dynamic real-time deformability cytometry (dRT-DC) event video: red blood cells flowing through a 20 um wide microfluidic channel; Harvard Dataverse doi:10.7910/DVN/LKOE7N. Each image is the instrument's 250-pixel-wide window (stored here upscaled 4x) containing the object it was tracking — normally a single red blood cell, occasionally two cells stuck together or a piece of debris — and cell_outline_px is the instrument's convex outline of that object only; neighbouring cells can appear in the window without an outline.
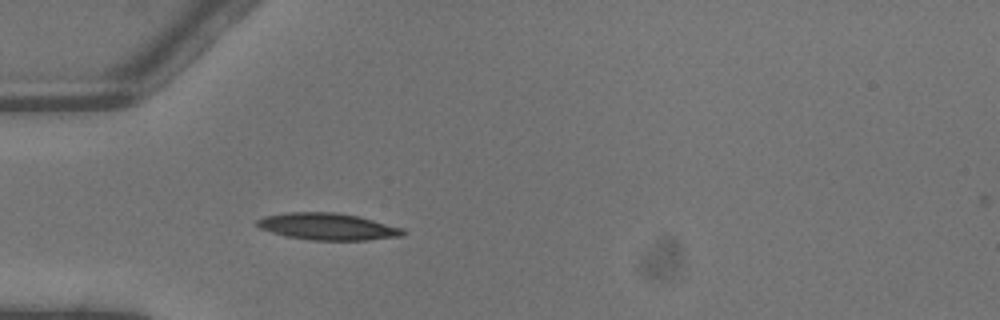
{"species": "common noctule bat (a hibernating species)", "species_latin": "Nyctalus noctula", "temperature_condition": "warm", "stored_images_in_passage": 4, "camera_frame_rate_fps": 3000, "um_per_image_px": 0.085, "animal": {"sex": "male", "body_mass_g": 13.3}, "frame": {"image": 1, "passage_image": 4, "time_ms": 1.0, "image_size_px": [1000, 320], "cell_outline_px": [[408, 232], [404, 236], [364, 240], [312, 240], [288, 236], [272, 232], [260, 228], [256, 224], [256, 220], [264, 216], [284, 212], [336, 212], [356, 216], [404, 228]], "centroid_in_image_um": [27.87, 19.25], "position_along_channel_um": 57.1, "area_um2": 22.77}}